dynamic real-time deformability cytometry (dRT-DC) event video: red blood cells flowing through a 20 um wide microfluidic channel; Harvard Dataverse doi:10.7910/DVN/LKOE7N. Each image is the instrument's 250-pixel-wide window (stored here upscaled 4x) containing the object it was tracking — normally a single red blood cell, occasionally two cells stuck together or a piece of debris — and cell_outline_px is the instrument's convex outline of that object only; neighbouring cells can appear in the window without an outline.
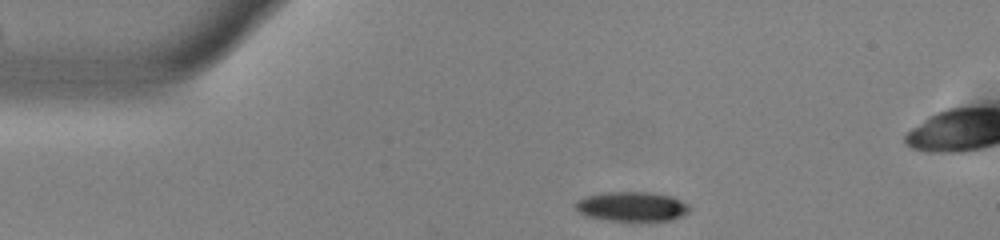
{"species": "common noctule bat (a hibernating species)", "species_latin": "Nyctalus noctula", "temperature_condition": "warm", "stored_images_in_passage": 42, "camera_frame_rate_fps": 3000, "um_per_image_px": 0.085, "animal": {"sex": "male", "body_mass_g": 13.0, "forearm_length_mm": 53.1}, "frame": {"image": 1, "passage_image": 1, "time_ms": 0.0, "image_size_px": [1000, 240], "cell_outline_px": [[692, 208], [684, 216], [672, 220], [608, 220], [584, 216], [576, 208], [576, 200], [588, 196], [608, 192], [652, 192], [672, 196], [688, 204]], "centroid_in_image_um": [53.76, 17.55], "position_along_channel_um": 31.2, "area_um2": 19.59}}
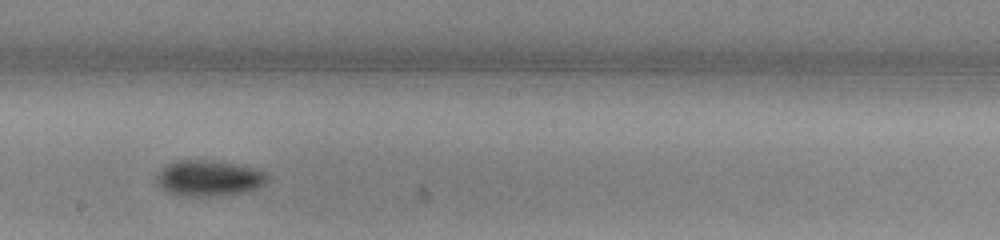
{"frame": {"image": 2, "passage_image": 20, "time_ms": 6.333, "image_size_px": [1000, 240], "cell_outline_px": [[272, 176], [264, 184], [256, 188], [244, 192], [216, 196], [180, 196], [168, 192], [156, 180], [156, 176], [168, 164], [176, 160], [212, 160], [256, 168], [268, 172]], "centroid_in_image_um": [17.83, 15.14], "position_along_channel_um": 230.4, "area_um2": 23.18}}
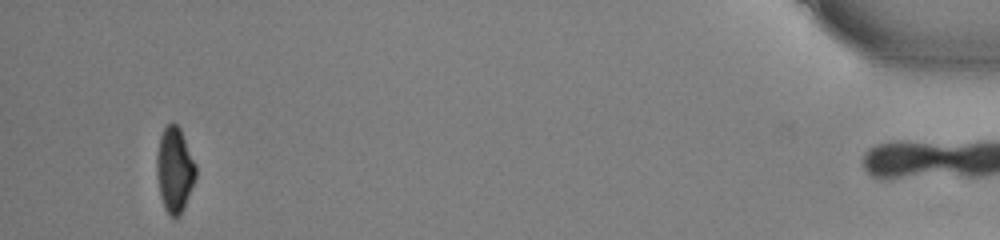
{"frame": {"image": 3, "passage_image": 41, "time_ms": 13.333, "image_size_px": [1000, 240], "cell_outline_px": [[196, 176], [184, 208], [180, 216], [176, 220], [168, 216], [164, 208], [160, 196], [156, 172], [156, 156], [160, 136], [164, 128], [172, 120], [180, 128], [196, 164]], "centroid_in_image_um": [14.83, 14.46], "position_along_channel_um": 420.4, "area_um2": 19.71}, "authors_computed_cell_mechanics": {"area_um2": 21.7039, "velocity_mm_per_s": 3.8987, "shape_relaxation_time_tau1_ms": 2.6864, "shape_relaxation_time_tau2_ms": null, "deformation_change_tau1": 0.1187, "deformation_change_tau2": null}}